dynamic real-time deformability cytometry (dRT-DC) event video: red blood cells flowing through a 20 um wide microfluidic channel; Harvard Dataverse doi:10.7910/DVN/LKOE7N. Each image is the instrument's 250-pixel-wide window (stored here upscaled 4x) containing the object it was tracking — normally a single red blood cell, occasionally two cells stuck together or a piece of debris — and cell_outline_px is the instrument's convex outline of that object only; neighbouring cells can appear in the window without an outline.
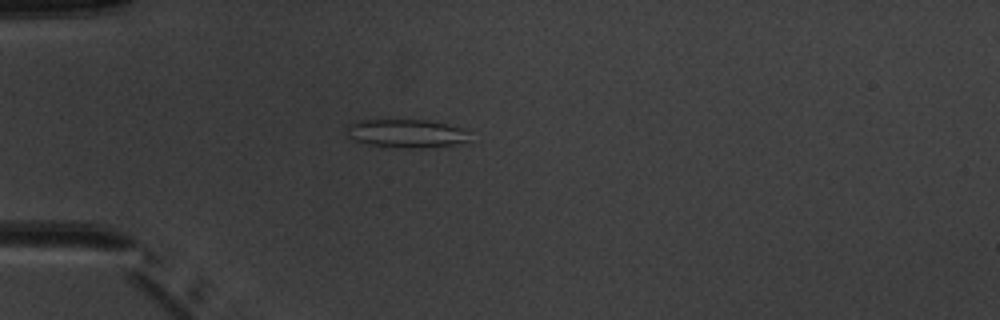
{"species": "common noctule bat (a hibernating species)", "species_latin": "Nyctalus noctula", "temperature_condition": "warm", "stored_images_in_passage": 2, "camera_frame_rate_fps": 3000, "um_per_image_px": 0.085, "animal": {"sex": "male", "body_mass_g": 20.1, "forearm_length_mm": 53.5}, "frame": {"image": 1, "passage_image": 1, "time_ms": 0.0, "image_size_px": [1000, 320], "cell_outline_px": [[472, 144], [420, 148], [400, 148], [372, 144], [356, 140], [348, 136], [348, 124], [360, 120], [428, 120], [460, 128], [468, 132]], "centroid_in_image_um": [34.66, 11.36], "position_along_channel_um": 50.3, "area_um2": 20.46}}